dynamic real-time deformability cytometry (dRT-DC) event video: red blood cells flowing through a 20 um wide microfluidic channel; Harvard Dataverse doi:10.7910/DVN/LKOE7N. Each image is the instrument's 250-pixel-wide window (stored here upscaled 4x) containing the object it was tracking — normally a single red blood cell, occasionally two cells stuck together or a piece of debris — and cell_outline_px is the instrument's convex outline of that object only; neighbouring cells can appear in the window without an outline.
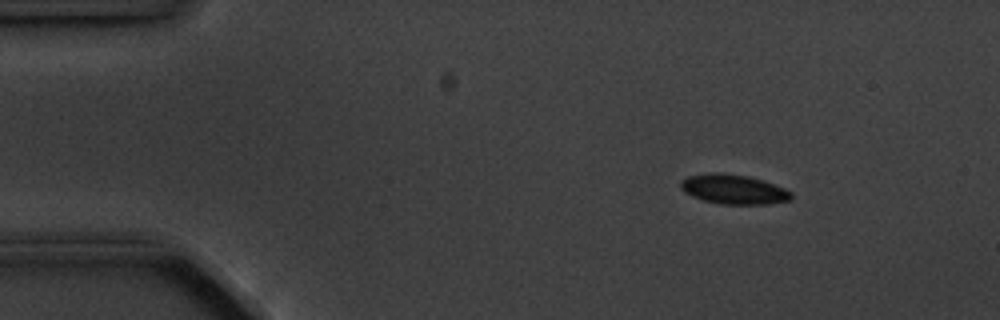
{"species": "common noctule bat (a hibernating species)", "species_latin": "Nyctalus noctula", "temperature_condition": "cold", "stored_images_in_passage": 6, "camera_frame_rate_fps": 3000, "um_per_image_px": 0.085, "animal": {"sex": "male", "body_mass_g": 20.1, "forearm_length_mm": 53.5}, "frame": {"image": 1, "passage_image": 1, "time_ms": 0.0, "image_size_px": [1000, 320], "cell_outline_px": [[792, 200], [768, 204], [720, 204], [704, 200], [692, 196], [684, 192], [680, 188], [680, 180], [688, 176], [712, 172], [720, 172], [748, 176], [784, 188], [792, 192]], "centroid_in_image_um": [62.33, 16.09], "position_along_channel_um": 22.7, "area_um2": 19.07}}
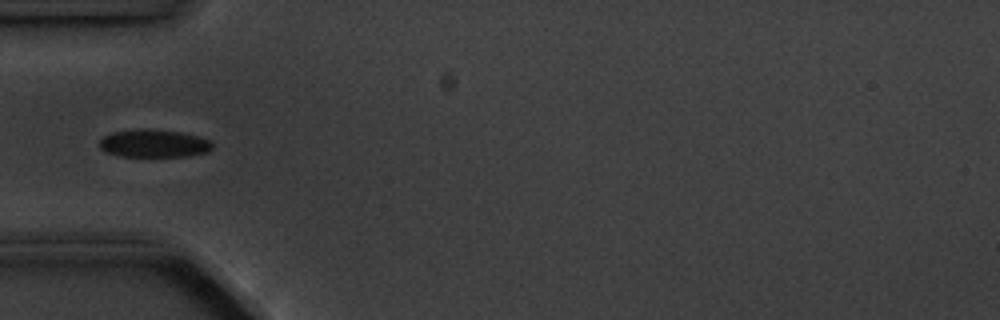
{"frame": {"image": 2, "passage_image": 4, "time_ms": 3.333, "image_size_px": [1000, 320], "cell_outline_px": [[212, 148], [208, 152], [188, 156], [120, 156], [104, 152], [100, 148], [100, 140], [104, 136], [112, 132], [136, 128], [148, 128], [180, 132], [196, 136], [208, 140], [212, 144]], "centroid_in_image_um": [13.04, 12.18], "position_along_channel_um": 72.0, "area_um2": 18.38}}